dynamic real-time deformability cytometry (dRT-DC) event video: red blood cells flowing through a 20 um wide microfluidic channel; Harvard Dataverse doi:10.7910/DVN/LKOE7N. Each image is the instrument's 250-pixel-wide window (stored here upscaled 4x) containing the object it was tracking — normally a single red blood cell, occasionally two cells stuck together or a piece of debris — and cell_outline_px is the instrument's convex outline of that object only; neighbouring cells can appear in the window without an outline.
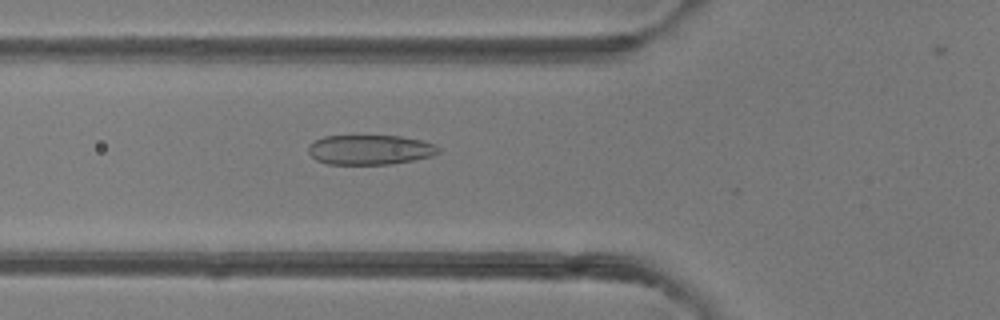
{"species": "common noctule bat (a hibernating species)", "species_latin": "Nyctalus noctula", "temperature_condition": "room temperature", "stored_images_in_passage": 2, "camera_frame_rate_fps": 3000, "um_per_image_px": 0.085, "animal": {"sex": "female"}, "frame": {"image": 1, "passage_image": 2, "time_ms": 2.0, "image_size_px": [1000, 320], "cell_outline_px": [[440, 152], [432, 156], [392, 164], [328, 164], [316, 160], [308, 152], [308, 144], [324, 136], [400, 136], [420, 140], [436, 144], [440, 148]], "centroid_in_image_um": [31.45, 12.73], "position_along_channel_um": 94.3, "area_um2": 22.6}}